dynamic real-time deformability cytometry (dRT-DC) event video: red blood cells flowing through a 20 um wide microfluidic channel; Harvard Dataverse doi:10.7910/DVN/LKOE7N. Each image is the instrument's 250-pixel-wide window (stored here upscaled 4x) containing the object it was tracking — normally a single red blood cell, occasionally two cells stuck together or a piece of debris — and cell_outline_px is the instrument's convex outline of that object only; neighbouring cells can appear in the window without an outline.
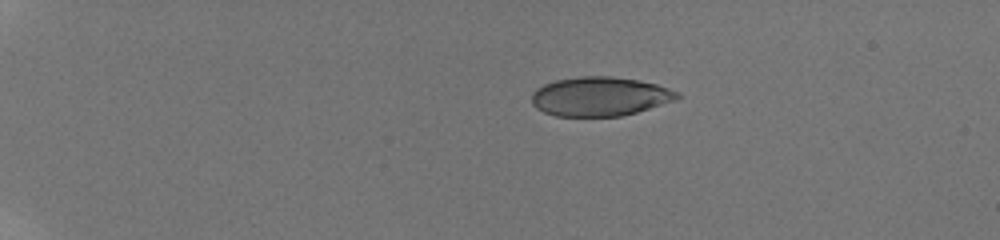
{"species": "human", "species_latin": "Homo sapiens", "temperature_condition": "room temperature", "stored_images_in_passage": 18, "camera_frame_rate_fps": 3000, "um_per_image_px": 0.085, "donor": {"sex": "male"}, "frame": {"image": 1, "passage_image": 1, "time_ms": 0.0, "image_size_px": [1000, 240], "cell_outline_px": [[684, 96], [676, 100], [636, 112], [620, 116], [556, 116], [544, 112], [536, 108], [532, 104], [532, 92], [536, 88], [544, 84], [556, 80], [580, 76], [612, 76], [636, 80], [656, 84], [680, 92]], "centroid_in_image_um": [51.0, 8.2], "position_along_channel_um": 34.0, "area_um2": 33.29}}
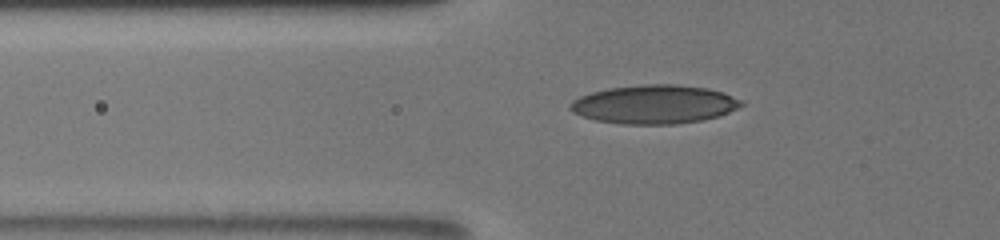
{"frame": {"image": 2, "passage_image": 8, "time_ms": 3.333, "image_size_px": [1000, 240], "cell_outline_px": [[744, 104], [720, 116], [700, 120], [676, 124], [620, 124], [596, 120], [580, 116], [572, 112], [568, 108], [568, 104], [572, 100], [580, 96], [592, 92], [608, 88], [644, 84], [676, 84], [708, 88], [724, 92], [740, 100]], "centroid_in_image_um": [55.57, 8.87], "position_along_channel_um": 70.2, "area_um2": 38.73}}
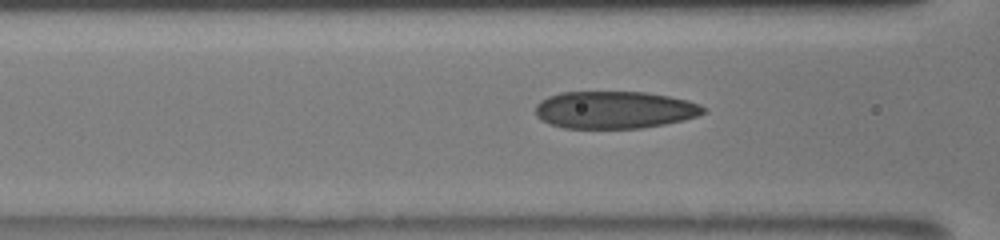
{"frame": {"image": 3, "passage_image": 11, "time_ms": 4.667, "image_size_px": [1000, 240], "cell_outline_px": [[708, 112], [684, 120], [664, 124], [640, 128], [564, 128], [548, 124], [540, 120], [536, 116], [536, 104], [540, 100], [548, 96], [560, 92], [644, 92], [668, 96], [688, 100], [700, 104], [708, 108]], "centroid_in_image_um": [52.23, 9.34], "position_along_channel_um": 114.4, "area_um2": 36.88}}